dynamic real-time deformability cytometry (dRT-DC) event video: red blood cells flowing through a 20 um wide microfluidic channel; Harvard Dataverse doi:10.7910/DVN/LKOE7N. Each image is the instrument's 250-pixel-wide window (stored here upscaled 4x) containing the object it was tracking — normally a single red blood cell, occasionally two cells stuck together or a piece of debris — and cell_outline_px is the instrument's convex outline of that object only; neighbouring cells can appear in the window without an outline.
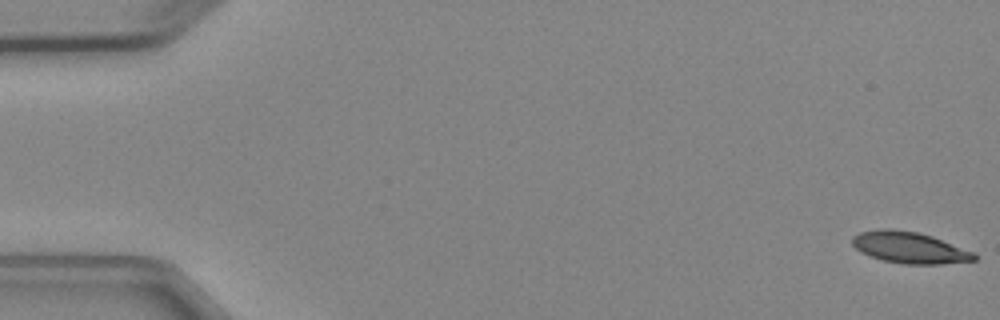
{"species": "Egyptian fruit bat (a non-hibernating species)", "species_latin": "Rousettus aegyptiacus", "temperature_condition": "cold", "stored_images_in_passage": 5, "camera_frame_rate_fps": 3000, "um_per_image_px": 0.085, "animal": {"sex": "female"}, "frame": {"image": 1, "passage_image": 1, "time_ms": 0.0, "image_size_px": [1000, 320], "cell_outline_px": [[976, 260], [940, 264], [904, 264], [884, 260], [860, 252], [852, 244], [852, 236], [860, 232], [888, 228], [916, 232], [932, 236], [972, 252], [976, 256]], "centroid_in_image_um": [77.28, 21.04], "position_along_channel_um": 7.7, "area_um2": 21.91}}
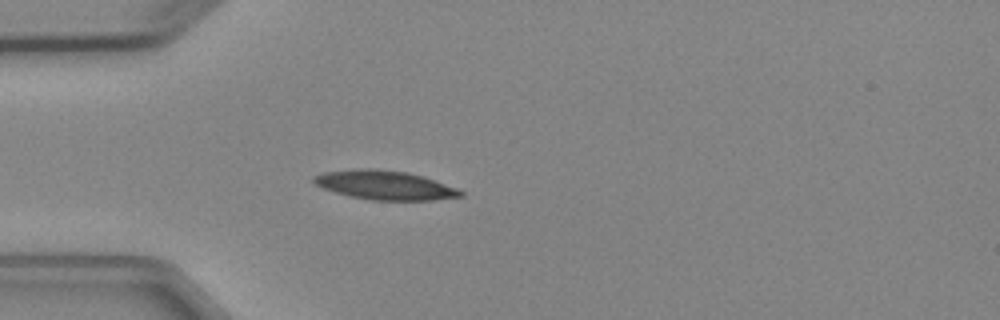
{"frame": {"image": 2, "passage_image": 5, "time_ms": 4.667, "image_size_px": [1000, 320], "cell_outline_px": [[464, 196], [432, 200], [368, 200], [336, 192], [324, 188], [316, 184], [312, 180], [312, 176], [324, 172], [356, 168], [376, 168], [408, 172], [456, 188], [464, 192]], "centroid_in_image_um": [32.68, 15.73], "position_along_channel_um": 52.3, "area_um2": 24.68}}